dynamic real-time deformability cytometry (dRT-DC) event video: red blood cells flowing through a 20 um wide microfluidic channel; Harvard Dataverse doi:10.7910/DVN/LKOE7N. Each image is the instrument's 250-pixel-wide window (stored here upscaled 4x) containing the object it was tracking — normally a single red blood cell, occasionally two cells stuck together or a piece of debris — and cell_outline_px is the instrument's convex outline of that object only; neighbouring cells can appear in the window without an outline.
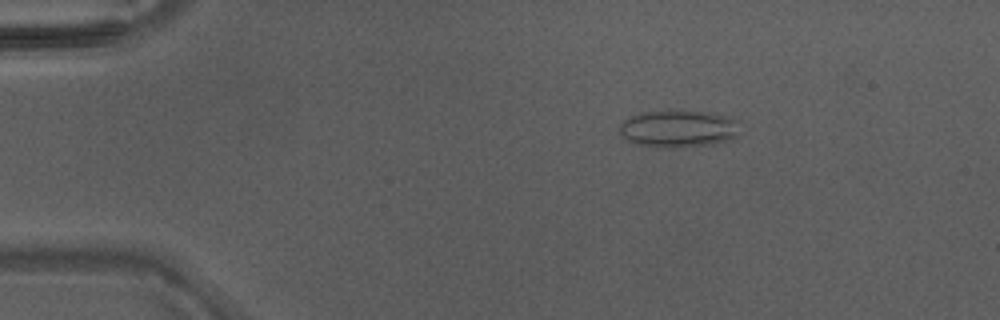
{"species": "Egyptian fruit bat (a non-hibernating species)", "species_latin": "Rousettus aegyptiacus", "temperature_condition": "warm", "stored_images_in_passage": 46, "camera_frame_rate_fps": 3000, "um_per_image_px": 0.085, "animal": {"sex": "male"}, "frame": {"image": 1, "passage_image": 9, "time_ms": 2.667, "image_size_px": [1000, 320], "cell_outline_px": [[732, 140], [712, 144], [664, 148], [656, 148], [636, 144], [624, 140], [620, 132], [620, 124], [624, 120], [640, 112], [664, 108], [708, 112], [732, 120]], "centroid_in_image_um": [57.45, 10.92], "position_along_channel_um": 27.6, "area_um2": 25.95}}
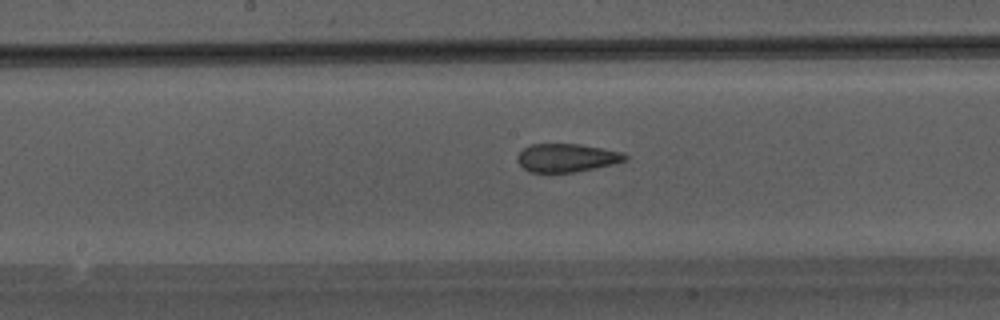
{"frame": {"image": 2, "passage_image": 25, "time_ms": 8.0, "image_size_px": [1000, 320], "cell_outline_px": [[628, 160], [612, 164], [572, 172], [528, 172], [516, 160], [516, 156], [524, 148], [532, 144], [580, 144], [624, 152], [628, 156]], "centroid_in_image_um": [48.17, 13.4], "position_along_channel_um": 200.0, "area_um2": 17.69}}
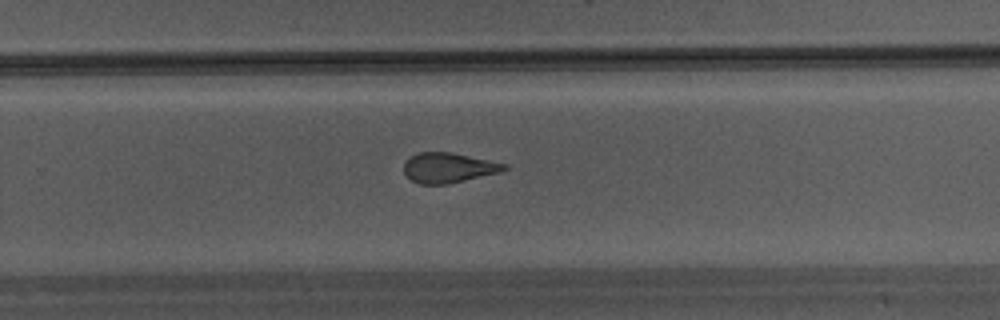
{"frame": {"image": 3, "passage_image": 31, "time_ms": 10.0, "image_size_px": [1000, 320], "cell_outline_px": [[508, 168], [500, 172], [448, 184], [420, 184], [412, 180], [404, 172], [404, 160], [420, 152], [452, 152], [508, 164]], "centroid_in_image_um": [38.12, 14.25], "position_along_channel_um": 291.7, "area_um2": 17.51}}